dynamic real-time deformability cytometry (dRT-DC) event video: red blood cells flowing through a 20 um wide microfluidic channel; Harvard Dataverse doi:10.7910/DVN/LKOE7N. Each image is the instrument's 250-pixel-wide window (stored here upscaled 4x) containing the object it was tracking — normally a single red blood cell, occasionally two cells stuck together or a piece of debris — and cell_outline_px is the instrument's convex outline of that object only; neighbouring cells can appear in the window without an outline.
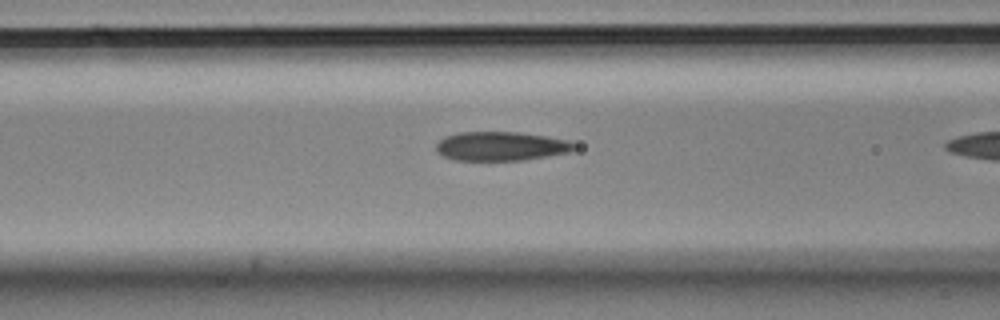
{"species": "Egyptian fruit bat (a non-hibernating species)", "species_latin": "Rousettus aegyptiacus", "temperature_condition": "cold", "stored_images_in_passage": 6, "camera_frame_rate_fps": 3000, "um_per_image_px": 0.085, "animal": {"sex": "male"}, "frame": {"image": 1, "passage_image": 5, "time_ms": 1.333, "image_size_px": [1000, 320], "cell_outline_px": [[576, 148], [572, 152], [524, 160], [452, 160], [436, 152], [436, 144], [444, 136], [460, 132], [520, 132], [548, 136], [568, 140], [576, 144]], "centroid_in_image_um": [42.6, 12.42], "position_along_channel_um": 124.0, "area_um2": 23.64}}